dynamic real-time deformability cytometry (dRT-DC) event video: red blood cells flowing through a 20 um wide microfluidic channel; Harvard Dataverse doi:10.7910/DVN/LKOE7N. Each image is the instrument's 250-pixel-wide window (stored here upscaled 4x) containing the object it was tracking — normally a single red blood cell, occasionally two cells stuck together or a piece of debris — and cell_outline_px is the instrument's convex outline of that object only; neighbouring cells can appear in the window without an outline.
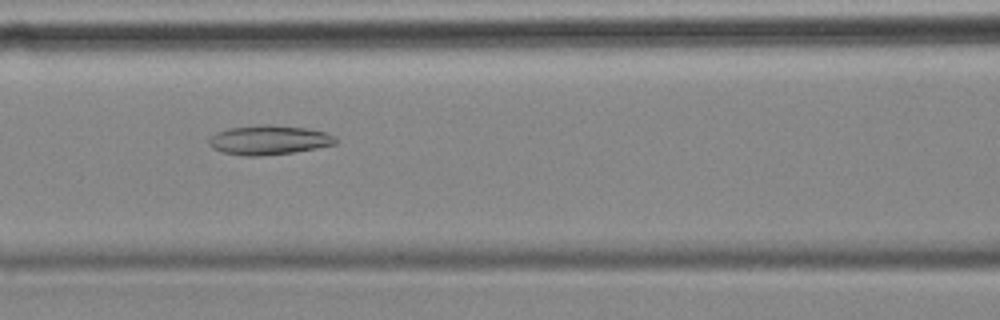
{"species": "common noctule bat (a hibernating species)", "species_latin": "Nyctalus noctula", "temperature_condition": "cold", "stored_images_in_passage": 38, "camera_frame_rate_fps": 3000, "um_per_image_px": 0.085, "animal": {"sex": "female", "body_mass_g": 18.4}, "frame": {"image": 1, "passage_image": 16, "time_ms": 5.0, "image_size_px": [1000, 320], "cell_outline_px": [[336, 144], [316, 148], [292, 152], [260, 156], [244, 156], [224, 152], [212, 148], [208, 144], [208, 140], [216, 132], [228, 128], [264, 124], [268, 124], [304, 128], [324, 132], [336, 136]], "centroid_in_image_um": [22.83, 11.9], "position_along_channel_um": 143.8, "area_um2": 21.56}}
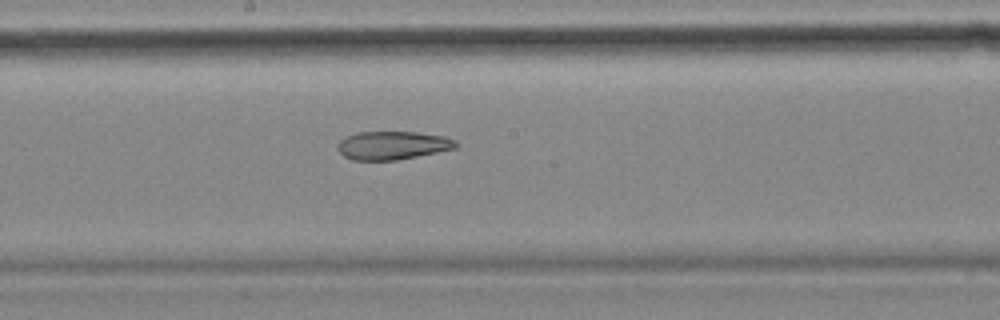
{"frame": {"image": 2, "passage_image": 22, "time_ms": 7.0, "image_size_px": [1000, 320], "cell_outline_px": [[460, 144], [456, 148], [396, 160], [352, 160], [344, 156], [336, 148], [340, 140], [344, 136], [356, 132], [416, 132], [444, 136], [456, 140]], "centroid_in_image_um": [33.35, 12.35], "position_along_channel_um": 214.8, "area_um2": 19.59}}
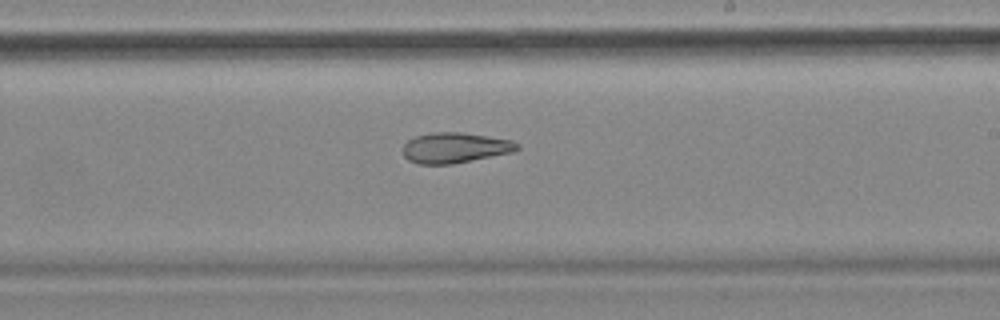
{"frame": {"image": 3, "passage_image": 25, "time_ms": 8.0, "image_size_px": [1000, 320], "cell_outline_px": [[520, 148], [512, 152], [452, 164], [420, 164], [408, 160], [404, 156], [404, 144], [408, 140], [416, 136], [432, 132], [460, 132], [512, 140], [520, 144]], "centroid_in_image_um": [38.67, 12.56], "position_along_channel_um": 250.3, "area_um2": 20.11}}